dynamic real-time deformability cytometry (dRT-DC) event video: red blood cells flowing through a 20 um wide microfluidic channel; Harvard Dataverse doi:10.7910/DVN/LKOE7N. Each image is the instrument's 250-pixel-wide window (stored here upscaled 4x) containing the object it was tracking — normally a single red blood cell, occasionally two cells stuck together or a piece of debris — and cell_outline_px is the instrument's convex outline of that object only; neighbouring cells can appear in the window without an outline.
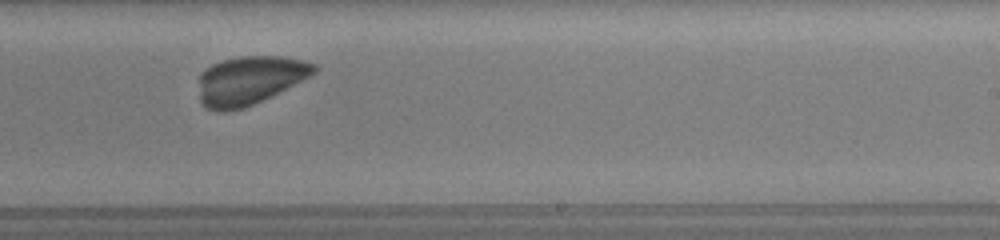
{"species": "common noctule bat (a hibernating species)", "species_latin": "Nyctalus noctula", "temperature_condition": "room temperature", "stored_images_in_passage": 33, "camera_frame_rate_fps": 3000, "um_per_image_px": 0.085, "animal": {"sex": "female", "body_mass_g": 19.5, "forearm_length_mm": 54.1}, "frame": {"image": 1, "passage_image": 23, "time_ms": 5.667, "image_size_px": [1000, 240], "cell_outline_px": [[316, 72], [244, 108], [228, 112], [216, 112], [204, 108], [200, 104], [200, 72], [204, 68], [220, 60], [240, 56], [280, 56], [300, 60], [316, 64]], "centroid_in_image_um": [21.11, 6.83], "position_along_channel_um": 267.9, "area_um2": 32.31}}
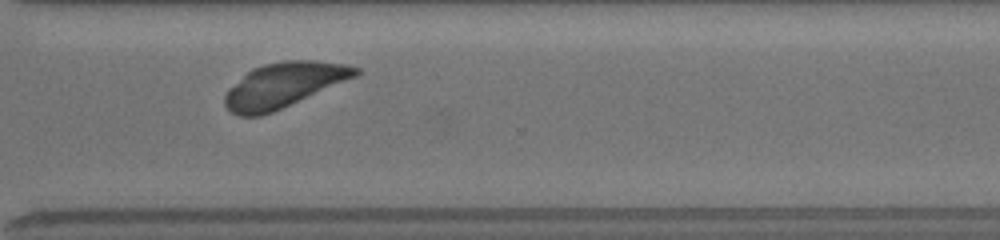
{"frame": {"image": 2, "passage_image": 32, "time_ms": 7.667, "image_size_px": [1000, 240], "cell_outline_px": [[360, 72], [356, 76], [272, 112], [260, 116], [240, 116], [232, 112], [224, 104], [224, 96], [228, 88], [252, 68], [264, 64], [284, 60], [316, 60], [348, 64], [360, 68]], "centroid_in_image_um": [24.1, 7.21], "position_along_channel_um": 346.5, "area_um2": 33.87}}